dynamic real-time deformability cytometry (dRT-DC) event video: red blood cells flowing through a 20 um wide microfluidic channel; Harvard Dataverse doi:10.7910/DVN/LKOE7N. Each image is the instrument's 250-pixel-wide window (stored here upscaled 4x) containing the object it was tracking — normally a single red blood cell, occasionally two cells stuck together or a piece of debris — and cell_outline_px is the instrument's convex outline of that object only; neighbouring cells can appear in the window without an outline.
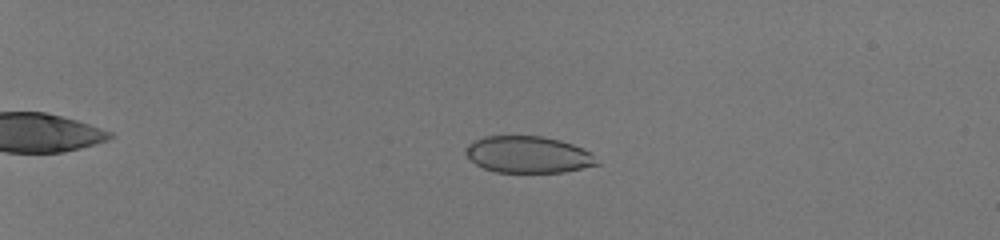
{"species": "human", "species_latin": "Homo sapiens", "temperature_condition": "room temperature", "stored_images_in_passage": 55, "camera_frame_rate_fps": 3000, "um_per_image_px": 0.085, "donor": {"sex": "male"}, "frame": {"image": 1, "passage_image": 17, "time_ms": 5.333, "image_size_px": [1000, 240], "cell_outline_px": [[600, 164], [564, 172], [496, 172], [484, 168], [476, 164], [464, 152], [464, 148], [468, 144], [484, 136], [540, 136], [560, 140], [572, 144], [592, 152]], "centroid_in_image_um": [44.9, 13.14], "position_along_channel_um": 40.1, "area_um2": 28.03}}
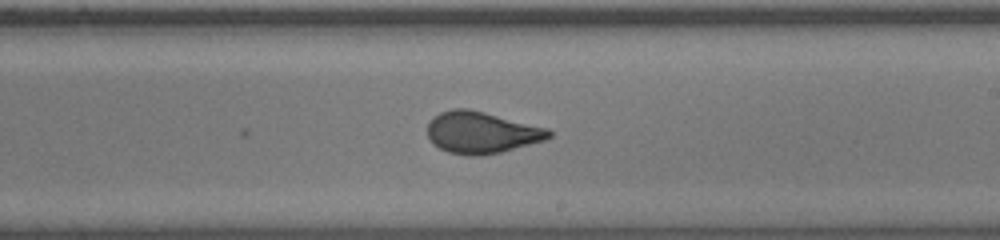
{"frame": {"image": 2, "passage_image": 40, "time_ms": 13.0, "image_size_px": [1000, 240], "cell_outline_px": [[552, 136], [544, 140], [500, 152], [480, 156], [468, 156], [448, 152], [432, 144], [428, 140], [428, 124], [432, 116], [440, 112], [452, 108], [468, 108], [548, 128], [552, 132]], "centroid_in_image_um": [40.88, 11.26], "position_along_channel_um": 248.1, "area_um2": 29.59}}
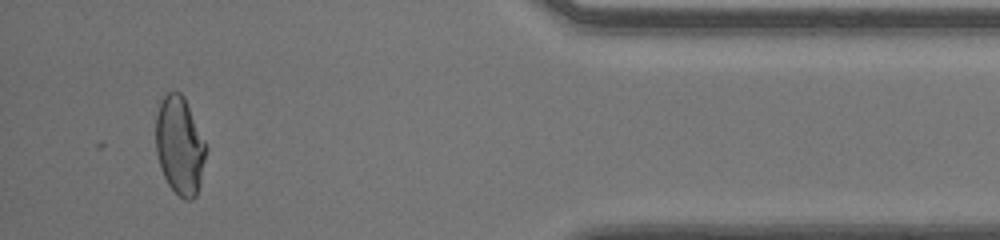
{"frame": {"image": 3, "passage_image": 55, "time_ms": 18.0, "image_size_px": [1000, 240], "cell_outline_px": [[208, 148], [200, 184], [196, 196], [192, 200], [184, 200], [168, 184], [160, 168], [156, 152], [156, 116], [160, 96], [168, 92], [180, 92], [184, 96]], "centroid_in_image_um": [15.27, 12.36], "position_along_channel_um": 419.9, "area_um2": 29.02}, "authors_computed_cell_mechanics": {"area_um2": 29.3046, "velocity_mm_per_s": 4.1175, "shape_relaxation_time_tau1_ms": 9.6417, "shape_relaxation_time_tau2_ms": null, "deformation_change_tau1": 0.248, "deformation_change_tau2": null}}